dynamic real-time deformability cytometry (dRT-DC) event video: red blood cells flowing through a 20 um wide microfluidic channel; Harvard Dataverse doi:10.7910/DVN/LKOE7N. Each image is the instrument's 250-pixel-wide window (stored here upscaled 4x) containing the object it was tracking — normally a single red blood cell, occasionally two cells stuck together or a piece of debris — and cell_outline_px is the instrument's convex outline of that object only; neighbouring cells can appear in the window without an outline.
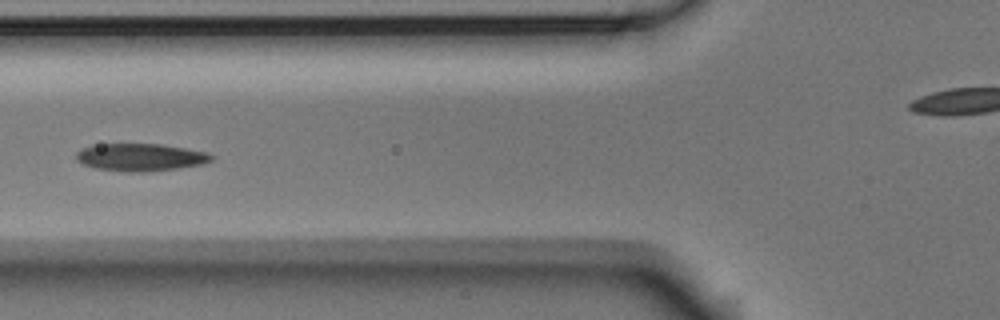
{"species": "Egyptian fruit bat (a non-hibernating species)", "species_latin": "Rousettus aegyptiacus", "temperature_condition": "room temperature", "stored_images_in_passage": 7, "camera_frame_rate_fps": 3000, "um_per_image_px": 0.085, "animal": {"sex": "male"}, "frame": {"image": 1, "passage_image": 4, "time_ms": 1.0, "image_size_px": [1000, 320], "cell_outline_px": [[216, 156], [212, 160], [204, 164], [176, 168], [144, 172], [128, 172], [96, 168], [84, 164], [76, 160], [76, 152], [80, 148], [92, 144], [160, 144], [208, 152]], "centroid_in_image_um": [11.94, 13.36], "position_along_channel_um": 113.9, "area_um2": 21.79}}
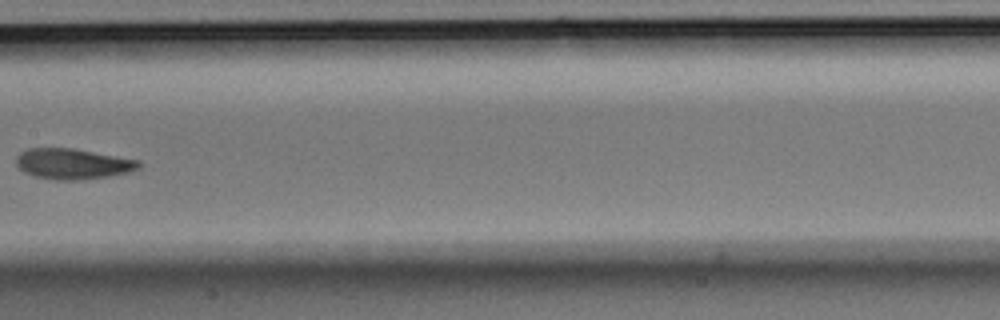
{"frame": {"image": 2, "passage_image": 6, "time_ms": 1.667, "image_size_px": [1000, 320], "cell_outline_px": [[140, 168], [128, 172], [108, 176], [72, 180], [56, 180], [36, 176], [24, 172], [16, 164], [16, 156], [20, 152], [28, 148], [72, 148], [140, 160]], "centroid_in_image_um": [6.17, 13.91], "position_along_channel_um": 201.2, "area_um2": 21.68}}
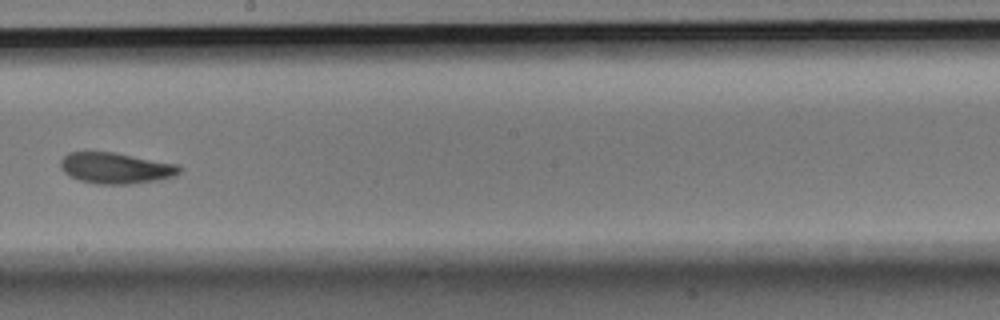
{"frame": {"image": 3, "passage_image": 7, "time_ms": 2.0, "image_size_px": [1000, 320], "cell_outline_px": [[184, 168], [176, 176], [160, 180], [128, 184], [96, 184], [80, 180], [64, 172], [60, 168], [60, 160], [68, 152], [116, 152], [180, 164]], "centroid_in_image_um": [9.91, 14.28], "position_along_channel_um": 238.3, "area_um2": 21.85}}